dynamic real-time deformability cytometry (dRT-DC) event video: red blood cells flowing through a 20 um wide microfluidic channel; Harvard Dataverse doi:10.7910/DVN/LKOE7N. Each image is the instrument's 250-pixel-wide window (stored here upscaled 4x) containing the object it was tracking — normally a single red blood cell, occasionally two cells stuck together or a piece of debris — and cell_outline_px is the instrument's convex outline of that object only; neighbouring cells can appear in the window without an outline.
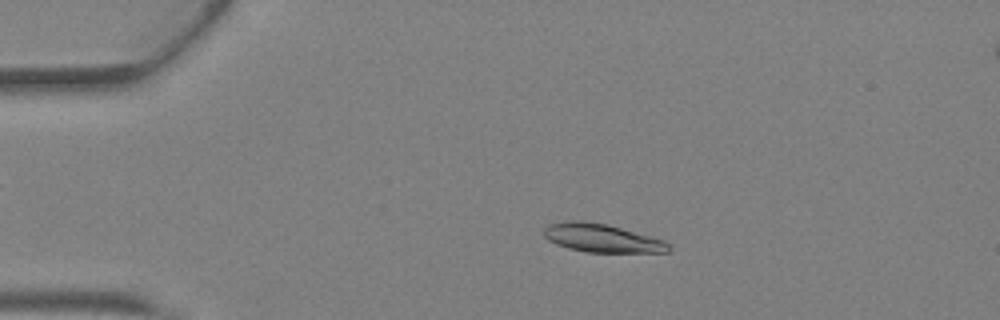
{"species": "Egyptian fruit bat (a non-hibernating species)", "species_latin": "Rousettus aegyptiacus", "temperature_condition": "warm", "stored_images_in_passage": 42, "camera_frame_rate_fps": 3000, "um_per_image_px": 0.085, "animal": {"sex": "female"}, "frame": {"image": 1, "passage_image": 9, "time_ms": 2.667, "image_size_px": [1000, 320], "cell_outline_px": [[672, 248], [668, 252], [588, 252], [568, 248], [556, 244], [548, 240], [544, 236], [544, 228], [548, 224], [564, 220], [584, 220], [608, 224], [664, 240]], "centroid_in_image_um": [51.12, 20.22], "position_along_channel_um": 33.9, "area_um2": 20.75}}
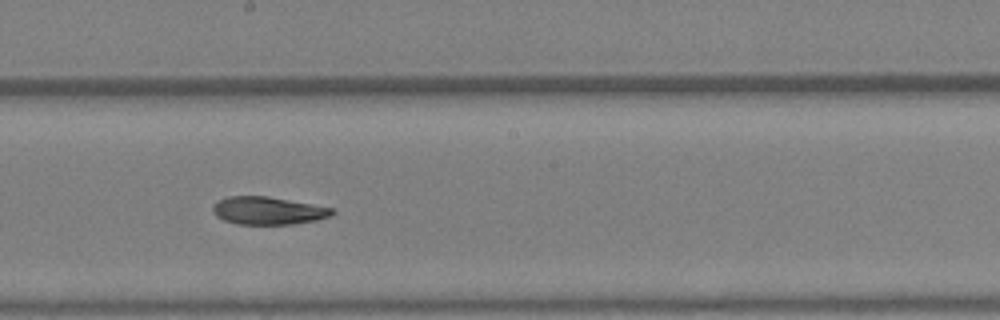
{"frame": {"image": 2, "passage_image": 24, "time_ms": 7.667, "image_size_px": [1000, 320], "cell_outline_px": [[336, 212], [332, 216], [316, 220], [292, 224], [236, 224], [224, 220], [216, 216], [212, 212], [212, 204], [228, 196], [268, 196], [332, 208]], "centroid_in_image_um": [22.76, 17.91], "position_along_channel_um": 225.4, "area_um2": 19.31}}
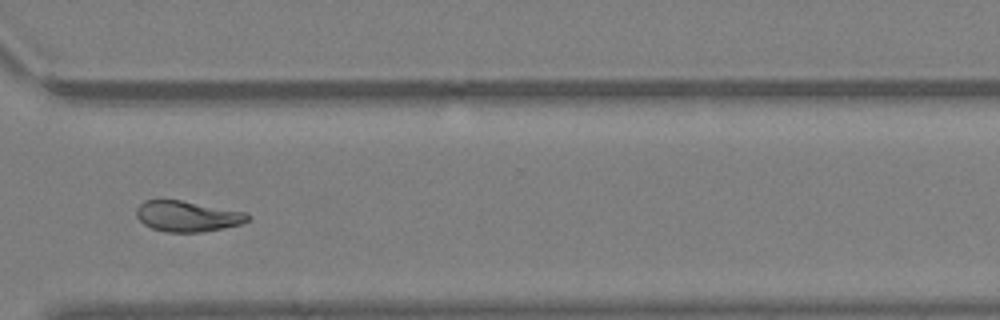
{"frame": {"image": 3, "passage_image": 32, "time_ms": 10.333, "image_size_px": [1000, 320], "cell_outline_px": [[252, 216], [248, 220], [240, 224], [200, 232], [164, 232], [152, 228], [144, 224], [136, 216], [136, 208], [144, 200], [180, 200], [248, 212]], "centroid_in_image_um": [15.93, 18.37], "position_along_channel_um": 354.7, "area_um2": 19.88}, "authors_computed_cell_mechanics": {"area_um2": 20.519, "velocity_mm_per_s": 4.8623, "shape_relaxation_time_tau1_ms": 5.3959, "shape_relaxation_time_tau2_ms": 5.3795, "deformation_change_tau1": 0.1814, "deformation_change_tau2": 0.1447}}